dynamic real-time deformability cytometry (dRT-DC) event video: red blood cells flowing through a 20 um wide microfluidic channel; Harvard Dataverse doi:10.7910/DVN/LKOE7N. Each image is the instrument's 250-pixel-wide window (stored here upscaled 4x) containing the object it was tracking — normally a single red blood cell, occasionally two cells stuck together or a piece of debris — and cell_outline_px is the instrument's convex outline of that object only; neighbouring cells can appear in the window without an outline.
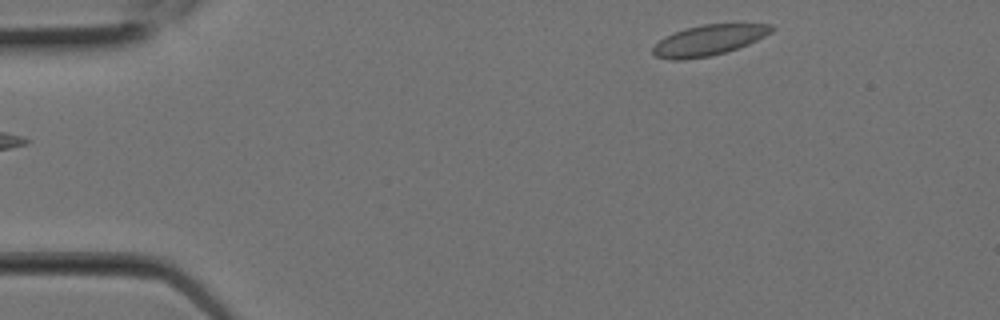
{"species": "Egyptian fruit bat (a non-hibernating species)", "species_latin": "Rousettus aegyptiacus", "temperature_condition": "room temperature", "stored_images_in_passage": 7, "camera_frame_rate_fps": 3000, "um_per_image_px": 0.085, "animal": {"sex": "female"}, "frame": {"image": 1, "passage_image": 1, "time_ms": 0.0, "image_size_px": [1000, 320], "cell_outline_px": [[776, 28], [772, 32], [748, 44], [724, 52], [708, 56], [684, 60], [672, 60], [656, 56], [652, 52], [652, 48], [664, 36], [684, 28], [704, 24], [772, 24]], "centroid_in_image_um": [60.22, 3.41], "position_along_channel_um": 24.8, "area_um2": 20.98}}
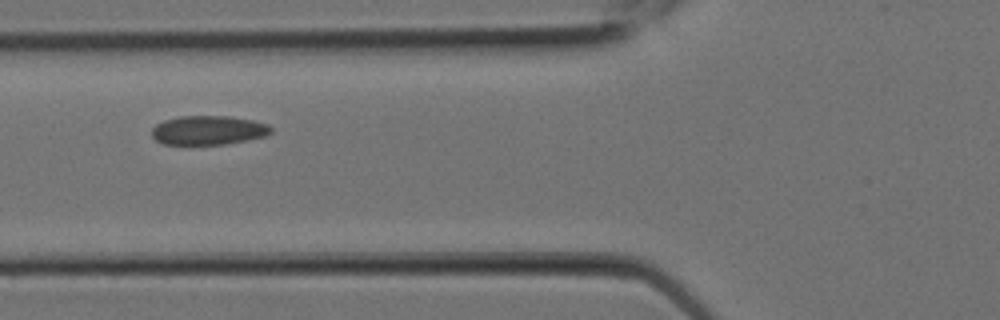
{"frame": {"image": 2, "passage_image": 6, "time_ms": 1.667, "image_size_px": [1000, 320], "cell_outline_px": [[272, 132], [264, 136], [224, 144], [164, 144], [156, 140], [152, 136], [152, 128], [156, 124], [164, 120], [180, 116], [228, 116], [252, 120], [268, 124], [272, 128]], "centroid_in_image_um": [17.69, 11.06], "position_along_channel_um": 108.1, "area_um2": 20.06}}
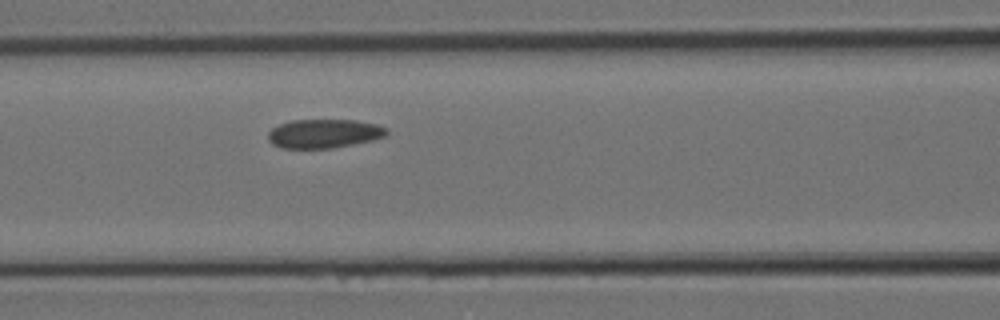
{"frame": {"image": 3, "passage_image": 7, "time_ms": 2.0, "image_size_px": [1000, 320], "cell_outline_px": [[388, 132], [384, 136], [372, 140], [332, 148], [280, 148], [272, 144], [268, 140], [268, 132], [272, 128], [280, 124], [292, 120], [356, 120], [376, 124], [388, 128]], "centroid_in_image_um": [27.52, 11.35], "position_along_channel_um": 139.1, "area_um2": 19.94}}